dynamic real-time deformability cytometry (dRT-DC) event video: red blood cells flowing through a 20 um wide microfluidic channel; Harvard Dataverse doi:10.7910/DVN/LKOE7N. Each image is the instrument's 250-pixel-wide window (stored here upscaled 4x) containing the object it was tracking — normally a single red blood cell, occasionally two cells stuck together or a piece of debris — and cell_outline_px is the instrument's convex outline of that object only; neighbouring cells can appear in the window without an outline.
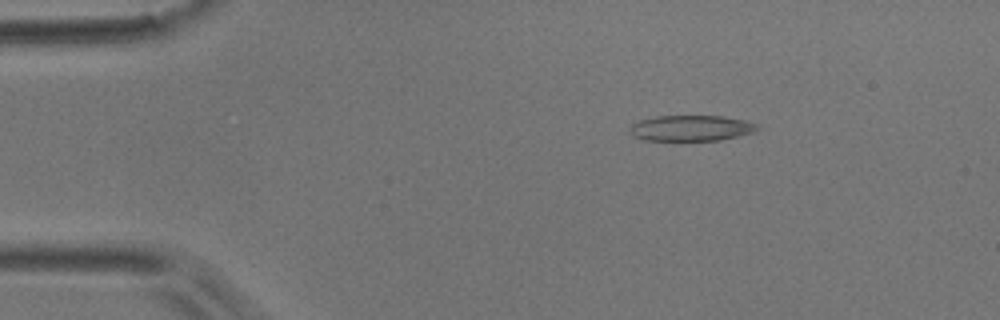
{"species": "common noctule bat (a hibernating species)", "species_latin": "Nyctalus noctula", "temperature_condition": "room temperature", "stored_images_in_passage": 3, "camera_frame_rate_fps": 3000, "um_per_image_px": 0.085, "animal": {"sex": "male", "body_mass_g": 17.9}, "frame": {"image": 1, "passage_image": 1, "time_ms": 0.0, "image_size_px": [1000, 320], "cell_outline_px": [[760, 128], [756, 132], [720, 140], [644, 140], [632, 136], [628, 132], [628, 128], [632, 124], [640, 120], [656, 116], [724, 116], [744, 120], [760, 124]], "centroid_in_image_um": [58.76, 10.89], "position_along_channel_um": 26.2, "area_um2": 19.36}}
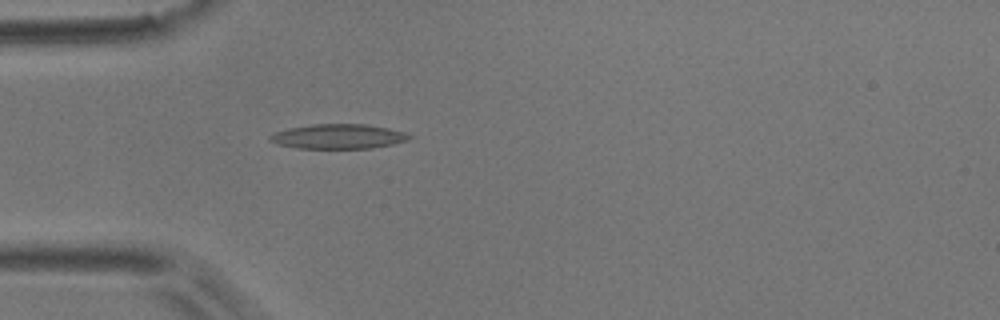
{"frame": {"image": 2, "passage_image": 3, "time_ms": 2.333, "image_size_px": [1000, 320], "cell_outline_px": [[412, 136], [408, 140], [392, 144], [372, 148], [300, 148], [276, 144], [268, 140], [268, 136], [276, 132], [288, 128], [312, 124], [364, 124], [388, 128], [404, 132]], "centroid_in_image_um": [28.73, 11.59], "position_along_channel_um": 56.3, "area_um2": 19.94}}